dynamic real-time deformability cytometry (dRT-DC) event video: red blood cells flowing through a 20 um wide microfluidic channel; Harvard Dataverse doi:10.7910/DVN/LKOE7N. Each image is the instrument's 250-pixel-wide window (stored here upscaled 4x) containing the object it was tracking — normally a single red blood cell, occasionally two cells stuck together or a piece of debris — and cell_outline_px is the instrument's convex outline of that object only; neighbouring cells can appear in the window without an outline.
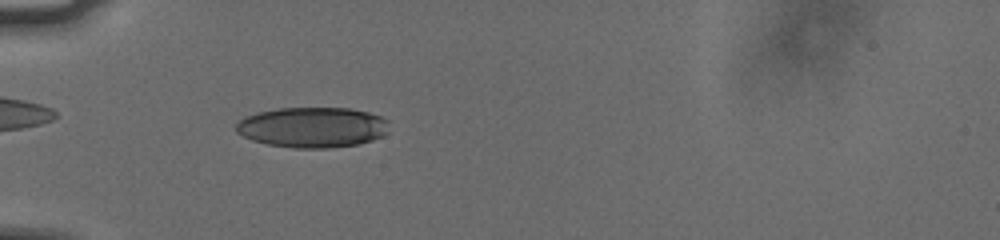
{"species": "human", "species_latin": "Homo sapiens", "temperature_condition": "cold", "stored_images_in_passage": 57, "camera_frame_rate_fps": 3000, "um_per_image_px": 0.085, "donor": {"sex": "male"}, "frame": {"image": 1, "passage_image": 20, "time_ms": 6.333, "image_size_px": [1000, 240], "cell_outline_px": [[388, 132], [384, 136], [360, 144], [328, 148], [296, 148], [268, 144], [252, 140], [236, 132], [236, 124], [244, 116], [256, 112], [276, 108], [348, 108], [368, 112], [380, 116], [388, 120]], "centroid_in_image_um": [26.57, 10.82], "position_along_channel_um": 58.4, "area_um2": 36.3}}
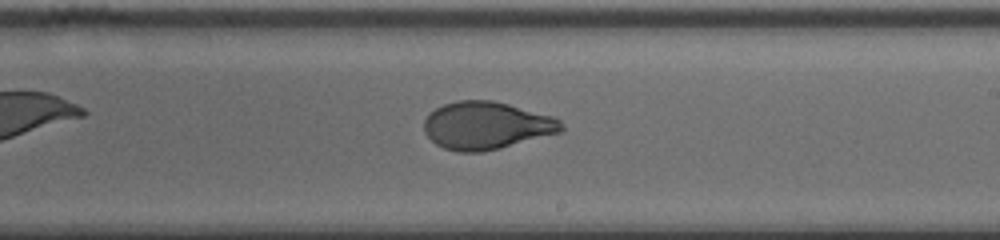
{"frame": {"image": 2, "passage_image": 36, "time_ms": 11.667, "image_size_px": [1000, 240], "cell_outline_px": [[564, 128], [560, 132], [500, 148], [480, 152], [456, 152], [444, 148], [436, 144], [424, 132], [424, 120], [428, 112], [444, 104], [456, 100], [492, 100], [508, 104], [552, 116], [560, 120], [564, 124]], "centroid_in_image_um": [41.31, 10.66], "position_along_channel_um": 247.7, "area_um2": 38.09}}
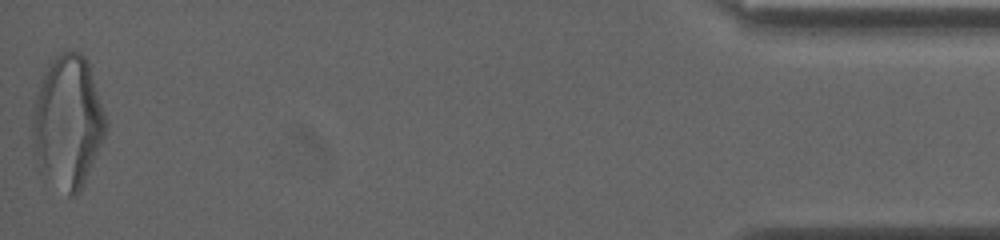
{"frame": {"image": 3, "passage_image": 57, "time_ms": 18.667, "image_size_px": [1000, 240], "cell_outline_px": [[104, 136], [80, 192], [72, 196], [68, 196], [40, 172], [32, 132], [32, 100], [40, 80], [52, 60], [56, 56], [64, 52], [80, 52], [84, 56], [88, 64], [104, 112]], "centroid_in_image_um": [5.71, 10.37], "position_along_channel_um": 429.5, "area_um2": 55.78}, "authors_computed_cell_mechanics": {"area_um2": 37.7434, "velocity_mm_per_s": 3.7642, "shape_relaxation_time_tau1_ms": 3.8528, "shape_relaxation_time_tau2_ms": 0.8001, "deformation_change_tau1": 0.1755, "deformation_change_tau2": 0.0612}}